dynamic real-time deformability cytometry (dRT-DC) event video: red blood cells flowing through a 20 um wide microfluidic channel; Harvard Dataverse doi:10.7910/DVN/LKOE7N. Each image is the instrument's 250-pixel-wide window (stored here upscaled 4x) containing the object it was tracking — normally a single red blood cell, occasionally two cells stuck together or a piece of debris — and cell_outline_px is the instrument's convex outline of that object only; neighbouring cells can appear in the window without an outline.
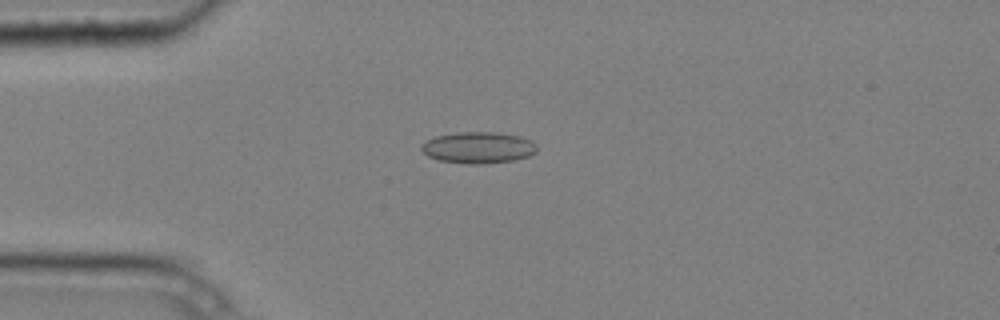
{"species": "common noctule bat (a hibernating species)", "species_latin": "Nyctalus noctula", "temperature_condition": "cold", "stored_images_in_passage": 8, "camera_frame_rate_fps": 3000, "um_per_image_px": 0.085, "animal": {"sex": "male", "body_mass_g": 20.4}, "frame": {"image": 1, "passage_image": 4, "time_ms": 1.0, "image_size_px": [1000, 320], "cell_outline_px": [[536, 152], [528, 156], [512, 160], [484, 164], [468, 164], [440, 160], [428, 156], [420, 148], [420, 144], [436, 136], [456, 132], [496, 132], [520, 136], [532, 140], [536, 144]], "centroid_in_image_um": [40.65, 12.54], "position_along_channel_um": 44.3, "area_um2": 21.15}}
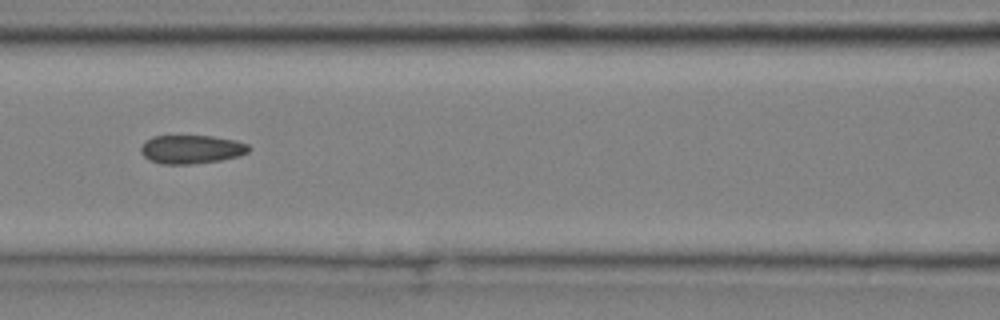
{"frame": {"image": 2, "passage_image": 7, "time_ms": 2.0, "image_size_px": [1000, 320], "cell_outline_px": [[252, 148], [248, 152], [240, 156], [220, 160], [192, 164], [160, 164], [148, 160], [140, 152], [140, 148], [144, 140], [152, 136], [212, 136], [236, 140], [248, 144]], "centroid_in_image_um": [16.26, 12.69], "position_along_channel_um": 150.3, "area_um2": 18.26}}
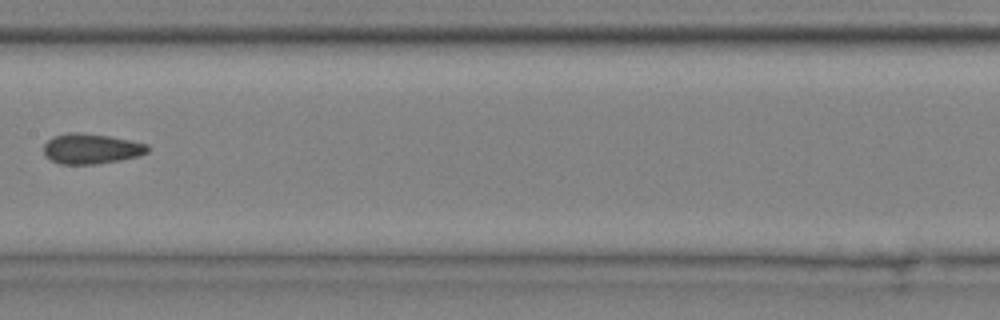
{"frame": {"image": 3, "passage_image": 8, "time_ms": 2.333, "image_size_px": [1000, 320], "cell_outline_px": [[152, 148], [148, 152], [140, 156], [120, 160], [96, 164], [60, 164], [44, 156], [44, 144], [52, 136], [68, 132], [80, 132], [108, 136], [132, 140], [148, 144]], "centroid_in_image_um": [7.78, 12.63], "position_along_channel_um": 199.6, "area_um2": 18.61}}